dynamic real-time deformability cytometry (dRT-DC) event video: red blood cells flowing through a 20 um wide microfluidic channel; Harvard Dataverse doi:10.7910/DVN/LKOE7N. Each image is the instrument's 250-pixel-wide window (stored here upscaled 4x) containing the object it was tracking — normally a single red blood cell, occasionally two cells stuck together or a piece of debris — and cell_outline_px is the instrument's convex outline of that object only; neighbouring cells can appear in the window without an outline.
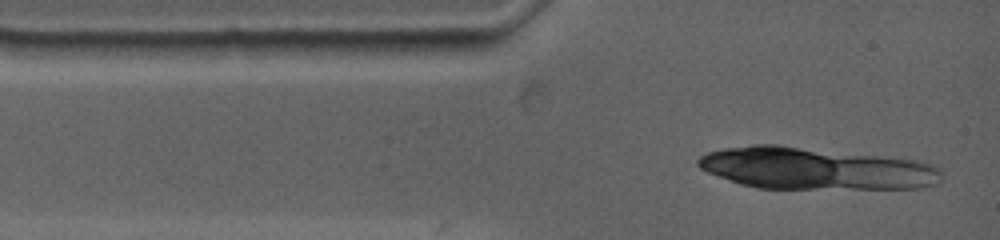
{"species": "common noctule bat (a hibernating species)", "species_latin": "Nyctalus noctula", "temperature_condition": "warm", "stored_images_in_passage": 2, "camera_frame_rate_fps": 4500, "um_per_image_px": 0.085, "animal": {"sex": "female", "body_mass_g": 19.0, "forearm_length_mm": 53.3}, "frame": {"image": 1, "passage_image": 1, "time_ms": 0.0, "image_size_px": [1000, 240], "cell_outline_px": [[480, 48], [420, 60], [372, 52], [360, 40], [480, 40]], "centroid_in_image_um": [35.75, 4.05], "position_along_channel_um": 49.3, "area_um2": 12.14}}